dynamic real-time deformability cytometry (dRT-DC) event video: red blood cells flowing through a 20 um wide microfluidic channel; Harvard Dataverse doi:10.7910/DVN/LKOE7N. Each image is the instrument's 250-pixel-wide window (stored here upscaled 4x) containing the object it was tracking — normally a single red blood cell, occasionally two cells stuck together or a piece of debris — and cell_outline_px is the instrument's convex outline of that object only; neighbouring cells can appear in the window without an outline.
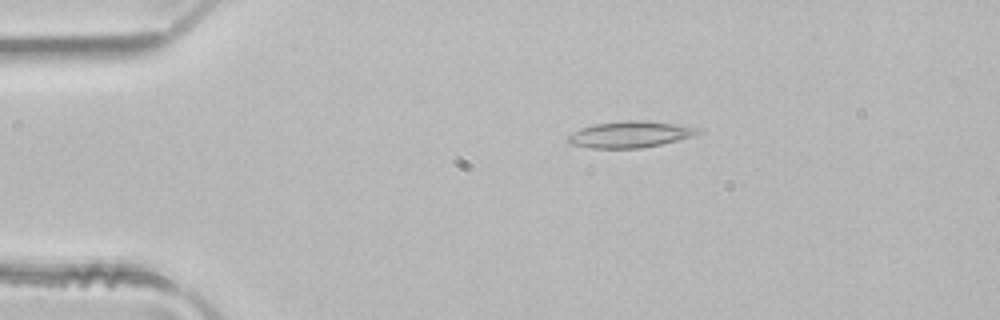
{"species": "common noctule bat (a hibernating species)", "species_latin": "Nyctalus noctula", "temperature_condition": "room temperature", "stored_images_in_passage": 2, "camera_frame_rate_fps": 3000, "um_per_image_px": 0.085, "animal": {"sex": "male", "body_mass_g": 21.5, "forearm_length_mm": 52.0}, "frame": {"image": 1, "passage_image": 1, "time_ms": 0.0, "image_size_px": [1000, 320], "cell_outline_px": [[700, 132], [692, 136], [660, 144], [640, 148], [592, 148], [572, 144], [568, 140], [568, 136], [580, 128], [596, 124], [628, 120], [644, 120], [700, 128]], "centroid_in_image_um": [53.54, 11.42], "position_along_channel_um": 31.5, "area_um2": 19.48}}